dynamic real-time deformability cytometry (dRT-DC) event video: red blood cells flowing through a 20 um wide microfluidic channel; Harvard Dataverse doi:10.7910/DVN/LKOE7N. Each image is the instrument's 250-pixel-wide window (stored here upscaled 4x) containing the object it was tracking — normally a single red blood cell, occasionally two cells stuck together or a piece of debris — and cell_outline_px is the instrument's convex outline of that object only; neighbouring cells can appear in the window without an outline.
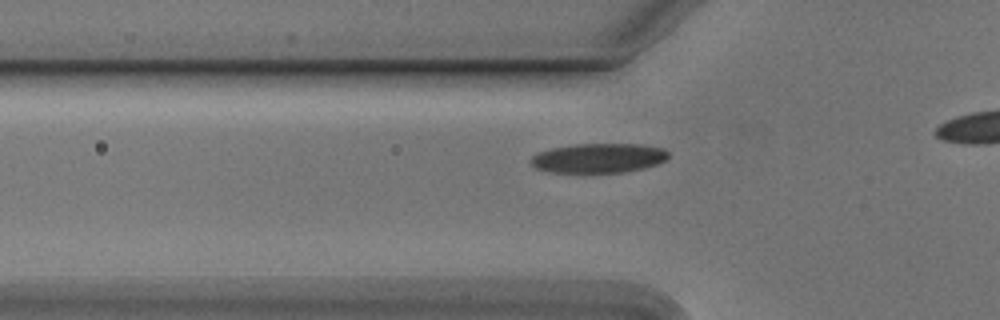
{"species": "Egyptian fruit bat (a non-hibernating species)", "species_latin": "Rousettus aegyptiacus", "temperature_condition": "cold", "stored_images_in_passage": 28, "camera_frame_rate_fps": 3000, "um_per_image_px": 0.085, "animal": {"sex": "male"}, "frame": {"image": 1, "passage_image": 12, "time_ms": 3.667, "image_size_px": [1000, 320], "cell_outline_px": [[668, 156], [664, 160], [656, 164], [644, 168], [624, 172], [552, 172], [536, 168], [532, 164], [532, 156], [536, 152], [552, 148], [576, 144], [644, 144], [664, 148], [668, 152]], "centroid_in_image_um": [50.89, 13.42], "position_along_channel_um": 74.9, "area_um2": 23.52}}
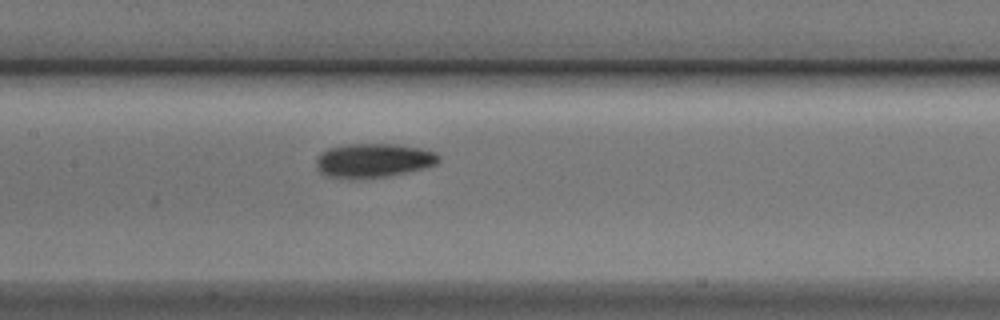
{"frame": {"image": 2, "passage_image": 20, "time_ms": 6.333, "image_size_px": [1000, 320], "cell_outline_px": [[440, 160], [436, 164], [424, 168], [388, 176], [328, 176], [320, 172], [316, 168], [316, 160], [320, 152], [328, 148], [344, 144], [396, 144], [420, 148], [436, 152], [440, 156]], "centroid_in_image_um": [31.76, 13.59], "position_along_channel_um": 175.6, "area_um2": 23.81}}
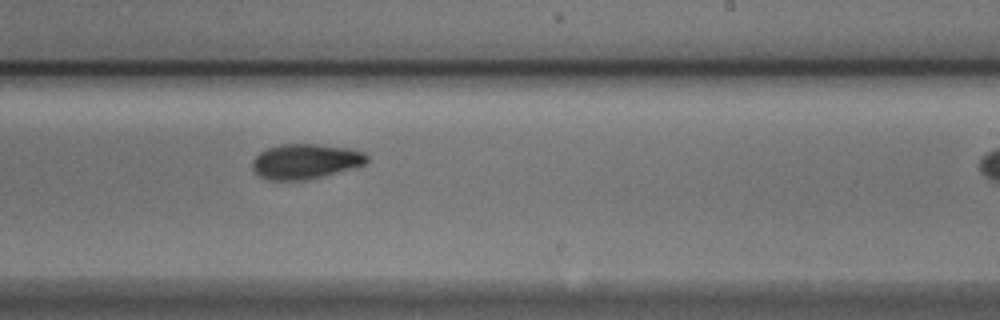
{"frame": {"image": 3, "passage_image": 27, "time_ms": 8.667, "image_size_px": [1000, 320], "cell_outline_px": [[368, 160], [364, 164], [356, 168], [308, 180], [268, 180], [260, 176], [252, 168], [252, 160], [260, 152], [268, 148], [280, 144], [316, 144], [352, 148], [364, 152], [368, 156]], "centroid_in_image_um": [26.0, 13.72], "position_along_channel_um": 263.0, "area_um2": 23.64}}